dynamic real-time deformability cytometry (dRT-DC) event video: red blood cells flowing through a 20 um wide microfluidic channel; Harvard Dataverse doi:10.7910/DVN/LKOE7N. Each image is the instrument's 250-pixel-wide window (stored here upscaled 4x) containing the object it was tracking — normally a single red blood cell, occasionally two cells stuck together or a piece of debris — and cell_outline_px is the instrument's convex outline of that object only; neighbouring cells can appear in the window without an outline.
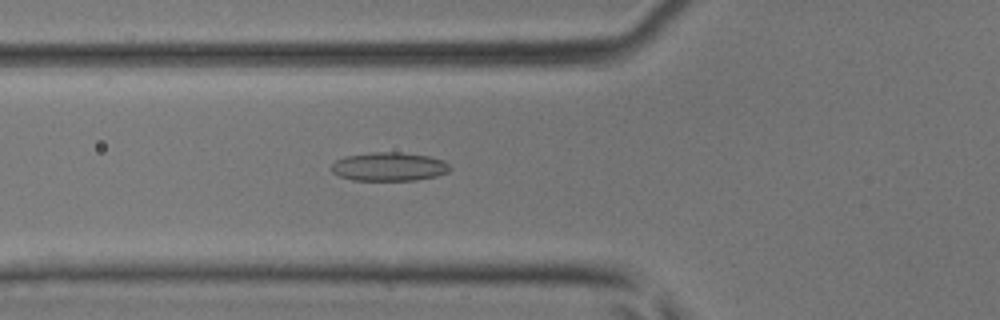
{"species": "common noctule bat (a hibernating species)", "species_latin": "Nyctalus noctula", "temperature_condition": "room temperature", "stored_images_in_passage": 47, "camera_frame_rate_fps": 3000, "um_per_image_px": 0.085, "animal": {"sex": "male", "body_mass_g": 17.9, "forearm_length_mm": 54.2}, "frame": {"image": 1, "passage_image": 18, "time_ms": 5.667, "image_size_px": [1000, 320], "cell_outline_px": [[452, 168], [448, 172], [436, 176], [416, 180], [352, 180], [340, 176], [332, 172], [332, 164], [336, 160], [344, 156], [372, 152], [400, 152], [428, 156], [444, 160]], "centroid_in_image_um": [33.08, 14.16], "position_along_channel_um": 92.7, "area_um2": 19.83}}
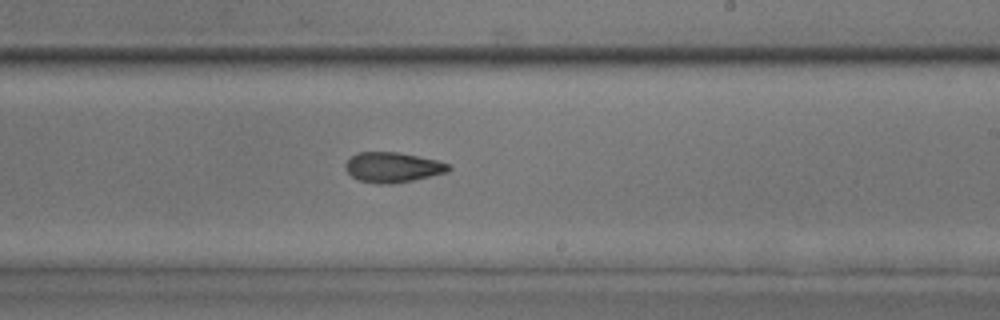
{"frame": {"image": 2, "passage_image": 29, "time_ms": 9.333, "image_size_px": [1000, 320], "cell_outline_px": [[452, 168], [448, 172], [412, 180], [392, 184], [380, 184], [360, 180], [352, 176], [344, 168], [344, 164], [356, 152], [396, 152], [436, 160], [448, 164]], "centroid_in_image_um": [33.36, 14.22], "position_along_channel_um": 255.6, "area_um2": 17.92}}
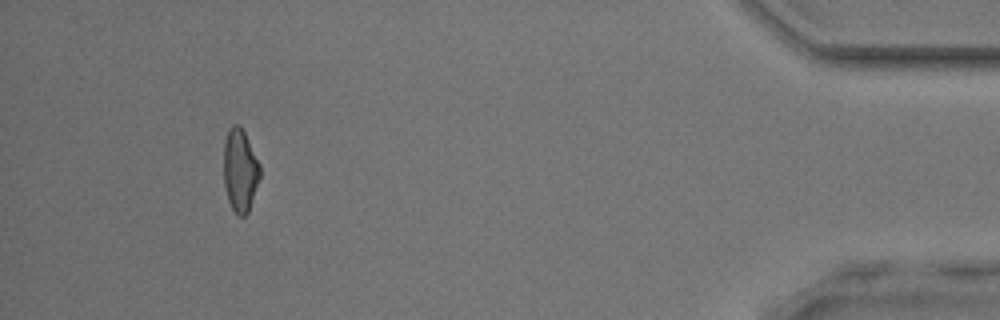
{"frame": {"image": 3, "passage_image": 44, "time_ms": 14.333, "image_size_px": [1000, 320], "cell_outline_px": [[260, 176], [248, 212], [244, 216], [240, 216], [232, 208], [228, 200], [224, 184], [224, 140], [228, 128], [232, 124], [240, 124], [260, 164]], "centroid_in_image_um": [20.39, 14.43], "position_along_channel_um": 414.8, "area_um2": 17.46}}